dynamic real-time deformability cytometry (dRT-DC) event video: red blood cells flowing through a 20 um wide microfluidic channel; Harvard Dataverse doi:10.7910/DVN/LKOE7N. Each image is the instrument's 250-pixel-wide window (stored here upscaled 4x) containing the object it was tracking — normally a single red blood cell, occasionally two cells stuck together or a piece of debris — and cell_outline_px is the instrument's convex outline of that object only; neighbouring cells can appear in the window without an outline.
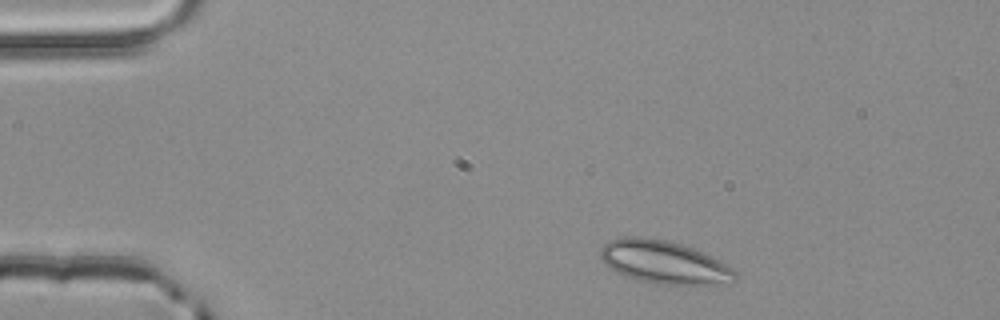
{"species": "common noctule bat (a hibernating species)", "species_latin": "Nyctalus noctula", "temperature_condition": "room temperature", "stored_images_in_passage": 3, "camera_frame_rate_fps": 3000, "um_per_image_px": 0.085, "animal": {"sex": "male", "body_mass_g": 20.4}, "frame": {"image": 1, "passage_image": 1, "time_ms": 0.0, "image_size_px": [1000, 320], "cell_outline_px": [[736, 280], [696, 288], [688, 288], [656, 284], [640, 280], [616, 272], [604, 264], [600, 260], [600, 248], [608, 240], [624, 236], [636, 236], [668, 240], [704, 252], [736, 268]], "centroid_in_image_um": [56.49, 22.33], "position_along_channel_um": 28.5, "area_um2": 34.91}}